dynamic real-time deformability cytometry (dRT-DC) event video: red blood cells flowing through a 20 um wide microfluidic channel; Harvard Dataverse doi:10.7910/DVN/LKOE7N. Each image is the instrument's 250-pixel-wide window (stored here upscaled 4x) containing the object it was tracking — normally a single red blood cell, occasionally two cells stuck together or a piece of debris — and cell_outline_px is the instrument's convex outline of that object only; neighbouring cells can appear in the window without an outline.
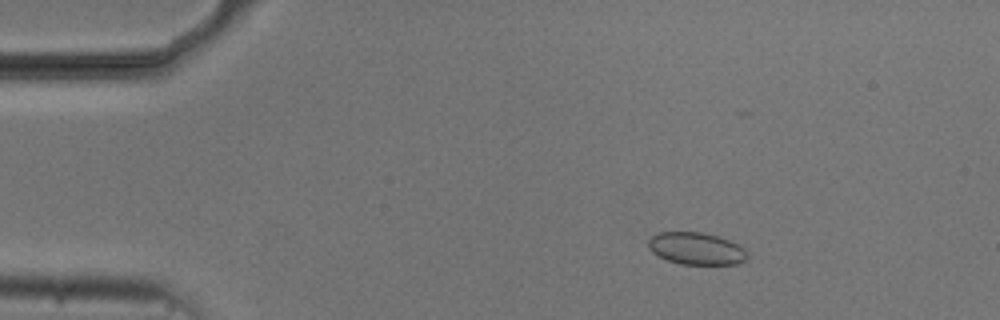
{"species": "common noctule bat (a hibernating species)", "species_latin": "Nyctalus noctula", "temperature_condition": "cold", "stored_images_in_passage": 54, "camera_frame_rate_fps": 3000, "um_per_image_px": 0.085, "animal": {"sex": "male", "body_mass_g": 20.5, "forearm_length_mm": 52.5}, "frame": {"image": 1, "passage_image": 8, "time_ms": 2.333, "image_size_px": [1000, 320], "cell_outline_px": [[748, 256], [744, 260], [736, 264], [680, 264], [668, 260], [652, 252], [648, 248], [648, 240], [656, 232], [700, 232], [716, 236], [728, 240], [744, 248]], "centroid_in_image_um": [59.15, 21.12], "position_along_channel_um": 25.9, "area_um2": 18.38}}
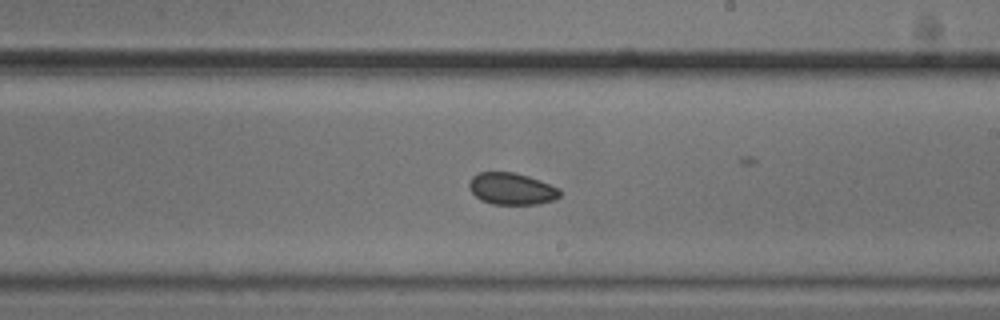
{"frame": {"image": 2, "passage_image": 31, "time_ms": 10.0, "image_size_px": [1000, 320], "cell_outline_px": [[564, 192], [556, 200], [540, 204], [492, 204], [480, 200], [468, 188], [468, 184], [472, 176], [480, 172], [516, 172], [528, 176], [560, 188]], "centroid_in_image_um": [43.52, 16.05], "position_along_channel_um": 245.5, "area_um2": 17.11}}
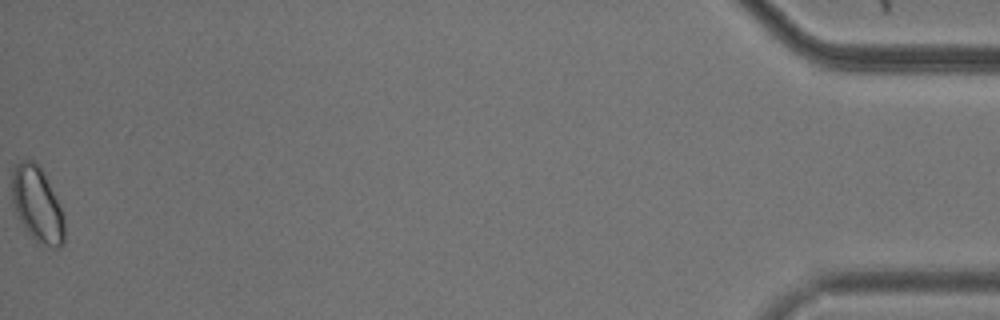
{"frame": {"image": 3, "passage_image": 54, "time_ms": 17.667, "image_size_px": [1000, 320], "cell_outline_px": [[64, 244], [60, 248], [52, 248], [36, 244], [24, 228], [12, 204], [12, 172], [16, 164], [20, 160], [32, 160], [44, 172], [64, 216]], "centroid_in_image_um": [3.16, 17.44], "position_along_channel_um": 432.0, "area_um2": 23.24}, "authors_computed_cell_mechanics": {"area_um2": 17.7735, "velocity_mm_per_s": 3.7208, "shape_relaxation_time_tau1_ms": null, "shape_relaxation_time_tau2_ms": 4.352, "deformation_change_tau1": null, "deformation_change_tau2": 0.053}}